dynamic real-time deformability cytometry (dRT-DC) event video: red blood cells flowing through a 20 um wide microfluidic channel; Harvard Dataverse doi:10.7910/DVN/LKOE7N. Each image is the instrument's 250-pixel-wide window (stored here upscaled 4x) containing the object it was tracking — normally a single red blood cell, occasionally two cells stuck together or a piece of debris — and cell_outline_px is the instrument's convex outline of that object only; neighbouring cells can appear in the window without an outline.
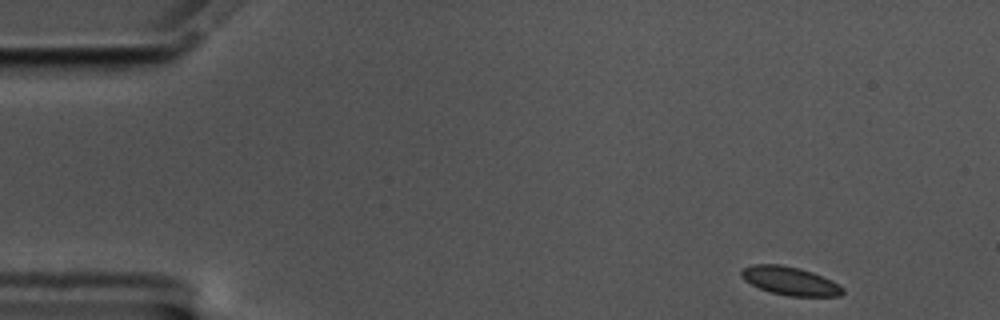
{"species": "common noctule bat (a hibernating species)", "species_latin": "Nyctalus noctula", "temperature_condition": "cold", "stored_images_in_passage": 53, "camera_frame_rate_fps": 3000, "um_per_image_px": 0.085, "animal": {"sex": "male", "body_mass_g": 17.5, "forearm_length_mm": 52.3}, "frame": {"image": 1, "passage_image": 1, "time_ms": 0.0, "image_size_px": [1000, 320], "cell_outline_px": [[844, 292], [840, 296], [788, 296], [772, 292], [760, 288], [744, 280], [740, 276], [740, 272], [744, 268], [752, 264], [780, 264], [800, 268], [812, 272], [832, 280], [840, 284], [844, 288]], "centroid_in_image_um": [67.18, 23.87], "position_along_channel_um": 17.8, "area_um2": 16.82}}
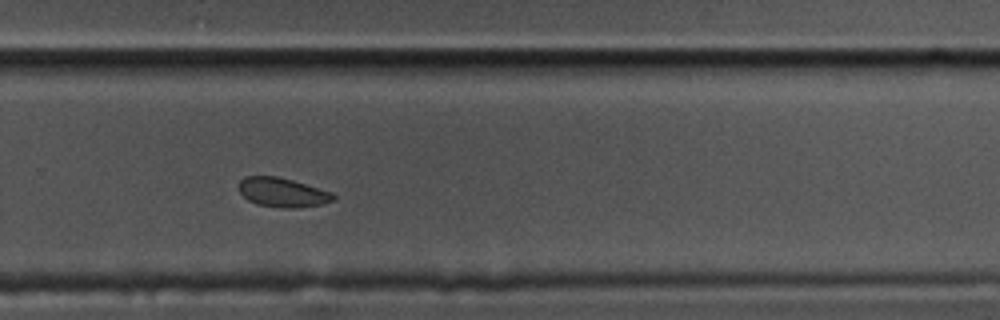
{"frame": {"image": 2, "passage_image": 34, "time_ms": 11.0, "image_size_px": [1000, 320], "cell_outline_px": [[336, 196], [332, 200], [320, 204], [296, 208], [284, 208], [260, 204], [248, 200], [240, 192], [240, 180], [248, 176], [276, 176], [292, 180], [332, 192]], "centroid_in_image_um": [24.02, 16.35], "position_along_channel_um": 305.8, "area_um2": 15.72}}
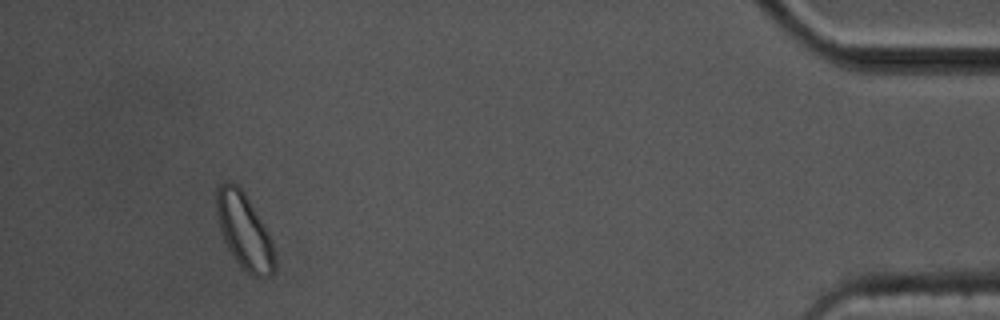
{"frame": {"image": 3, "passage_image": 49, "time_ms": 16.0, "image_size_px": [1000, 320], "cell_outline_px": [[276, 268], [268, 276], [252, 276], [236, 260], [228, 248], [224, 240], [220, 228], [216, 212], [216, 188], [220, 184], [228, 180], [232, 180], [244, 192], [268, 232], [272, 240], [276, 260]], "centroid_in_image_um": [20.76, 19.61], "position_along_channel_um": 414.4, "area_um2": 25.43}, "authors_computed_cell_mechanics": {"area_um2": 16.8198, "velocity_mm_per_s": 3.4908, "shape_relaxation_time_tau1_ms": 1.3507, "shape_relaxation_time_tau2_ms": 0.8459, "deformation_change_tau1": 0.0467, "deformation_change_tau2": 0.0462}}